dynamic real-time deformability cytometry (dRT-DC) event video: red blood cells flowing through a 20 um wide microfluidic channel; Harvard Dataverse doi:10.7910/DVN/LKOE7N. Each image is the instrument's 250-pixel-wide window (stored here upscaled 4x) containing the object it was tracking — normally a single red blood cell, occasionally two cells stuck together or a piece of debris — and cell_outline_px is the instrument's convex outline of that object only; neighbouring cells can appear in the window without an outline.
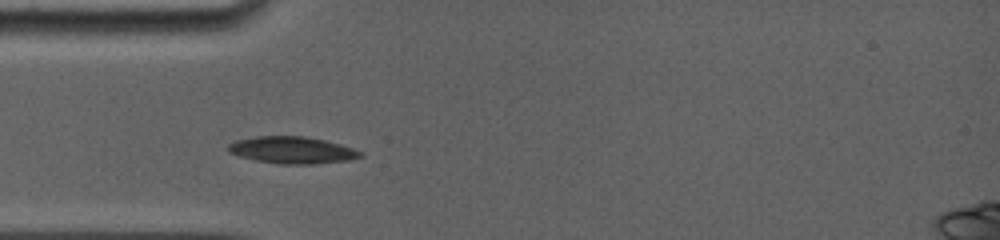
{"species": "common noctule bat (a hibernating species)", "species_latin": "Nyctalus noctula", "temperature_condition": "room temperature", "stored_images_in_passage": 51, "camera_frame_rate_fps": 5000, "um_per_image_px": 0.085, "animal": {"sex": "female", "body_mass_g": 19.0, "forearm_length_mm": 56.7}, "frame": {"image": 1, "passage_image": 1, "time_ms": 0.0, "image_size_px": [1000, 240], "cell_outline_px": [[364, 156], [348, 160], [312, 164], [280, 164], [256, 160], [240, 156], [228, 152], [228, 144], [236, 140], [256, 136], [304, 136], [324, 140], [340, 144], [352, 148], [360, 152]], "centroid_in_image_um": [24.81, 12.75], "position_along_channel_um": 60.2, "area_um2": 20.58}}
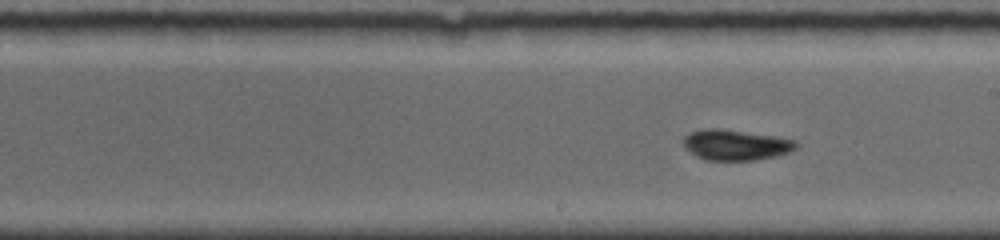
{"frame": {"image": 2, "passage_image": 29, "time_ms": 4.4, "image_size_px": [1000, 240], "cell_outline_px": [[796, 148], [788, 152], [776, 156], [756, 160], [704, 160], [696, 156], [684, 148], [684, 136], [692, 132], [704, 128], [720, 128], [772, 136], [792, 140], [796, 144]], "centroid_in_image_um": [62.47, 12.32], "position_along_channel_um": 226.5, "area_um2": 19.83}}
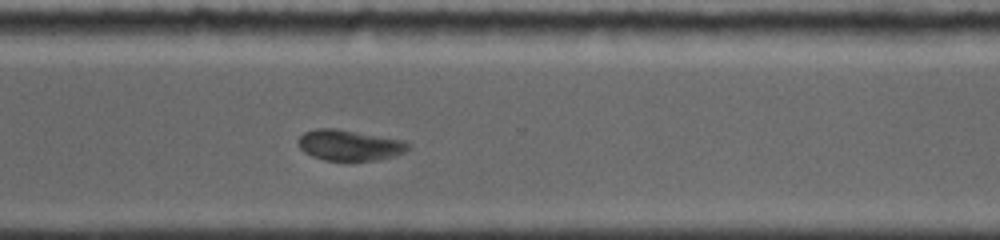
{"frame": {"image": 3, "passage_image": 50, "time_ms": 7.4, "image_size_px": [1000, 240], "cell_outline_px": [[408, 148], [404, 152], [392, 156], [376, 160], [324, 160], [312, 156], [304, 152], [300, 148], [300, 136], [304, 132], [316, 128], [332, 128], [404, 140], [408, 144]], "centroid_in_image_um": [29.68, 12.34], "position_along_channel_um": 340.9, "area_um2": 19.25}}